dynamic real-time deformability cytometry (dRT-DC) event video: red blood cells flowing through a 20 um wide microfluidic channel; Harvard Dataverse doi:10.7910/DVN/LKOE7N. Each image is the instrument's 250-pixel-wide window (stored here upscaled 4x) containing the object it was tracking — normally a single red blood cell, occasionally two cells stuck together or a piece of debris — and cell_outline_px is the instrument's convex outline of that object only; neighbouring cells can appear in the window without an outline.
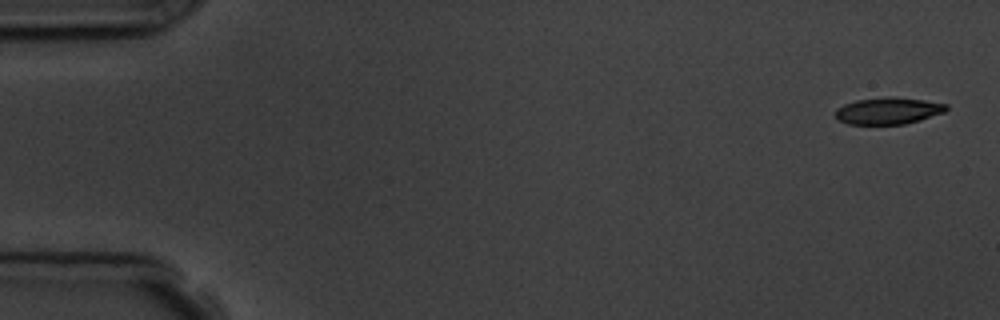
{"species": "common noctule bat (a hibernating species)", "species_latin": "Nyctalus noctula", "temperature_condition": "room temperature", "stored_images_in_passage": 6, "segment_of_instrument_passage": [1, 2], "camera_frame_rate_fps": 3000, "um_per_image_px": 0.085, "animal": {"sex": "male", "body_mass_g": 19.5, "forearm_length_mm": 54.6}, "frame": {"image": 1, "passage_image": 1, "time_ms": 0.0, "image_size_px": [1000, 320], "cell_outline_px": [[948, 108], [944, 112], [920, 120], [904, 124], [848, 124], [840, 120], [836, 116], [836, 108], [844, 104], [856, 100], [892, 96], [924, 100], [948, 104]], "centroid_in_image_um": [75.51, 9.41], "position_along_channel_um": 9.5, "area_um2": 17.22}}
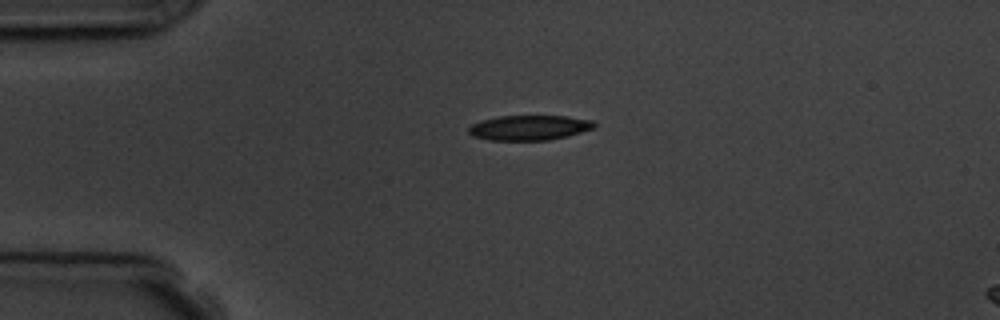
{"frame": {"image": 2, "passage_image": 4, "time_ms": 3.667, "image_size_px": [1000, 320], "cell_outline_px": [[596, 128], [568, 136], [548, 140], [488, 140], [472, 136], [468, 132], [468, 128], [472, 124], [480, 120], [500, 116], [568, 116], [592, 120], [596, 124]], "centroid_in_image_um": [45.0, 10.85], "position_along_channel_um": 40.0, "area_um2": 18.44}}